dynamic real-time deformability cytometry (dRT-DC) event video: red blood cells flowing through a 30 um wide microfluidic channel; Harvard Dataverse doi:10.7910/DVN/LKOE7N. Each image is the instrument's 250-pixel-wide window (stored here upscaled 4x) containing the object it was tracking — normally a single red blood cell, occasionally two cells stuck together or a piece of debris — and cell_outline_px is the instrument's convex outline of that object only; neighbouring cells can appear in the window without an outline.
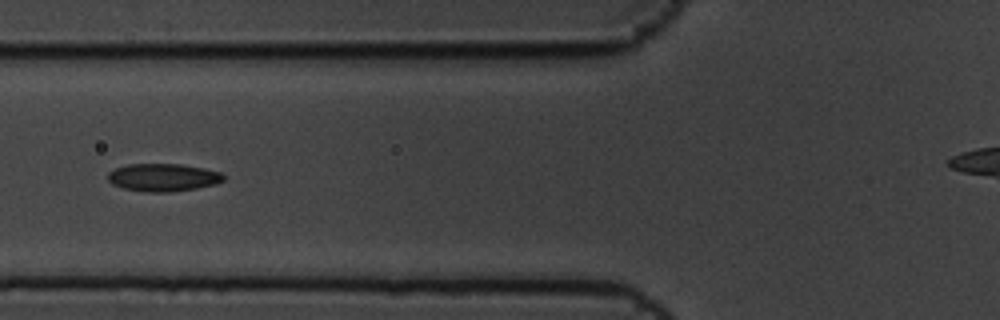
{"species": "common noctule bat (a hibernating species)", "species_latin": "Nyctalus noctula", "temperature_condition": "cold", "stored_images_in_passage": 16, "camera_frame_rate_fps": 3000, "um_per_image_px": 0.085, "animal": {"sex": "male", "body_mass_g": 19.5, "forearm_length_mm": 54.6}, "frame": {"image": 1, "passage_image": 6, "time_ms": 1.667, "image_size_px": [1000, 320], "cell_outline_px": [[224, 180], [216, 184], [196, 188], [168, 192], [148, 192], [124, 188], [112, 184], [108, 180], [108, 172], [116, 168], [128, 164], [180, 164], [204, 168], [220, 172], [224, 176]], "centroid_in_image_um": [13.86, 15.08], "position_along_channel_um": 111.9, "area_um2": 18.61}}
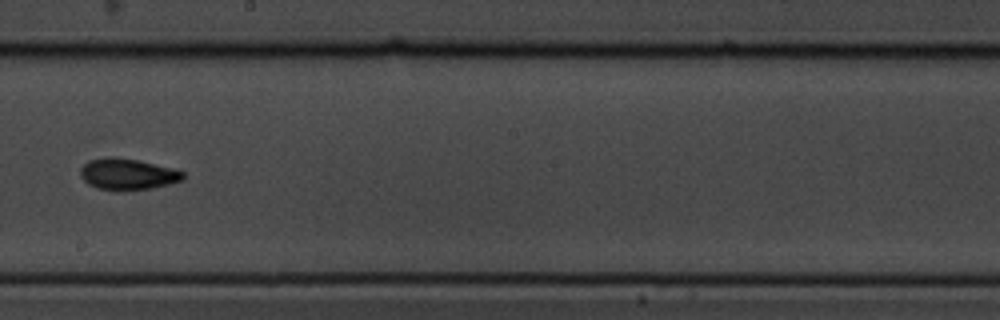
{"frame": {"image": 2, "passage_image": 9, "time_ms": 2.667, "image_size_px": [1000, 320], "cell_outline_px": [[184, 180], [152, 188], [120, 192], [116, 192], [96, 188], [88, 184], [80, 176], [80, 168], [88, 160], [112, 156], [136, 160], [172, 168], [184, 172]], "centroid_in_image_um": [10.81, 14.83], "position_along_channel_um": 237.4, "area_um2": 18.96}}
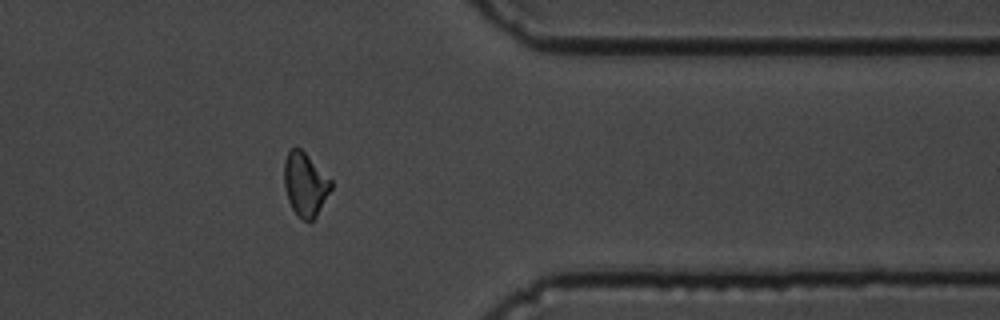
{"frame": {"image": 3, "passage_image": 13, "time_ms": 4.0, "image_size_px": [1000, 320], "cell_outline_px": [[332, 188], [316, 216], [312, 220], [304, 220], [292, 208], [288, 200], [284, 188], [284, 160], [288, 152], [292, 148], [300, 148], [332, 180]], "centroid_in_image_um": [25.93, 15.65], "position_along_channel_um": 385.5, "area_um2": 17.11}}